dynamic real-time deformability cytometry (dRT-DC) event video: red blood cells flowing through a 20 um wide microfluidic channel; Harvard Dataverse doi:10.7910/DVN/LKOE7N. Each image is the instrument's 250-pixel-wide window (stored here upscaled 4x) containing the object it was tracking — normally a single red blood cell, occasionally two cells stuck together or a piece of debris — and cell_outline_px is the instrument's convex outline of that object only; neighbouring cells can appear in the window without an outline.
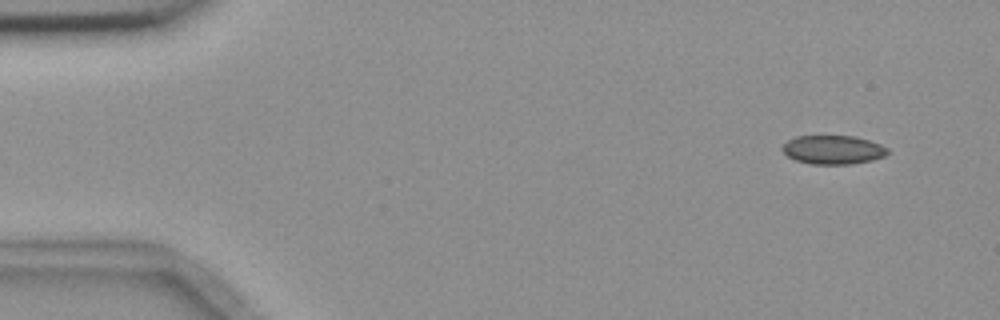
{"species": "common noctule bat (a hibernating species)", "species_latin": "Nyctalus noctula", "temperature_condition": "room temperature", "stored_images_in_passage": 4, "camera_frame_rate_fps": 3000, "um_per_image_px": 0.085, "animal": {"sex": "female", "body_mass_g": 18.4}, "frame": {"image": 1, "passage_image": 1, "time_ms": 0.0, "image_size_px": [1000, 320], "cell_outline_px": [[888, 152], [884, 156], [872, 160], [852, 164], [812, 164], [796, 160], [788, 156], [780, 148], [788, 140], [796, 136], [856, 136], [880, 144], [888, 148]], "centroid_in_image_um": [70.81, 12.73], "position_along_channel_um": 14.2, "area_um2": 17.63}}